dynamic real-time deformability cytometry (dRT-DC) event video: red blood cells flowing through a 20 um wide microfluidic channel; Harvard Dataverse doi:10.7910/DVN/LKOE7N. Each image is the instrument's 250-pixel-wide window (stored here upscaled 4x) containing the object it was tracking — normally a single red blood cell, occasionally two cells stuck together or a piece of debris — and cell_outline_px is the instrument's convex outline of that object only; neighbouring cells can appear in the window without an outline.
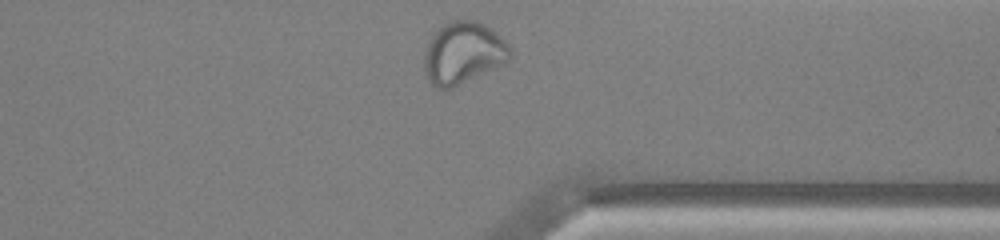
{"species": "common noctule bat (a hibernating species)", "species_latin": "Nyctalus noctula", "temperature_condition": "warm", "stored_images_in_passage": 36, "camera_frame_rate_fps": 3000, "um_per_image_px": 0.085, "animal": {"sex": "male", "body_mass_g": 13.0, "forearm_length_mm": 53.1}, "frame": {"image": 1, "passage_image": 36, "time_ms": 11.667, "image_size_px": [1000, 240], "cell_outline_px": [[512, 60], [496, 68], [452, 88], [440, 88], [432, 84], [428, 80], [424, 72], [424, 52], [428, 40], [444, 24], [452, 20], [472, 20], [484, 24], [504, 40], [512, 52]], "centroid_in_image_um": [39.37, 4.52], "position_along_channel_um": 372.0, "area_um2": 30.98}, "authors_computed_cell_mechanics": {"area_um2": 28.8422, "velocity_mm_per_s": 4.0346, "shape_relaxation_time_tau1_ms": null, "shape_relaxation_time_tau2_ms": 1.0051, "deformation_change_tau1": null, "deformation_change_tau2": 0.0653}}